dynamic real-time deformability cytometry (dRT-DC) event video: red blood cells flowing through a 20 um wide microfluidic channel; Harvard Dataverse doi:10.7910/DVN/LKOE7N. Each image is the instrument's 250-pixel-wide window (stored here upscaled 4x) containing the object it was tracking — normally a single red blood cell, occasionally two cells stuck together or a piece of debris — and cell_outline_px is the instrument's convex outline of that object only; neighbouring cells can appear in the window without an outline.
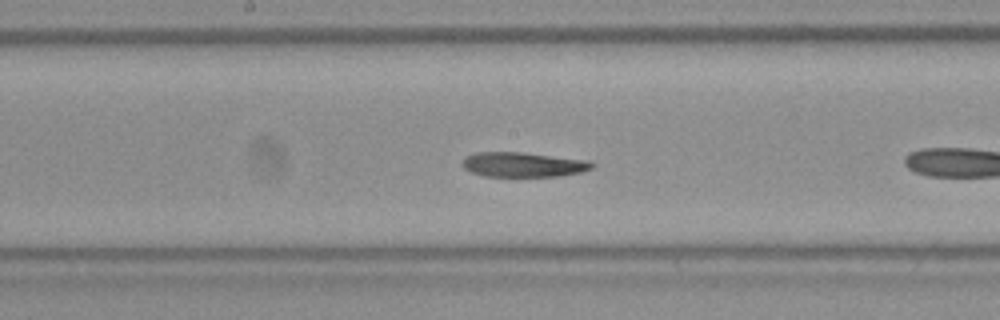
{"species": "Egyptian fruit bat (a non-hibernating species)", "species_latin": "Rousettus aegyptiacus", "temperature_condition": "room temperature", "stored_images_in_passage": 38, "camera_frame_rate_fps": 3000, "um_per_image_px": 0.085, "frame": {"image": 1, "passage_image": 12, "time_ms": 3.667, "image_size_px": [1000, 320], "cell_outline_px": [[596, 164], [592, 168], [580, 172], [560, 176], [484, 176], [472, 172], [464, 168], [460, 164], [464, 156], [476, 152], [524, 152], [588, 160]], "centroid_in_image_um": [44.44, 13.98], "position_along_channel_um": 203.8, "area_um2": 18.84}, "authors_computed_cell_mechanics": {"area_um2": 19.7098, "velocity_mm_per_s": 3.8663, "shape_relaxation_time_tau1_ms": null, "shape_relaxation_time_tau2_ms": 3.705, "deformation_change_tau1": null, "deformation_change_tau2": 0.1166}}